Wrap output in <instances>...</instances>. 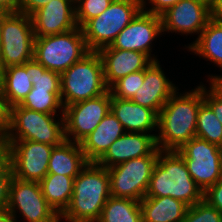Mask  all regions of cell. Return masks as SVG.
Segmentation results:
<instances>
[{
	"mask_svg": "<svg viewBox=\"0 0 222 222\" xmlns=\"http://www.w3.org/2000/svg\"><path fill=\"white\" fill-rule=\"evenodd\" d=\"M203 99V83L188 92H175L158 114L157 147L178 150L196 137L197 115Z\"/></svg>",
	"mask_w": 222,
	"mask_h": 222,
	"instance_id": "obj_1",
	"label": "cell"
},
{
	"mask_svg": "<svg viewBox=\"0 0 222 222\" xmlns=\"http://www.w3.org/2000/svg\"><path fill=\"white\" fill-rule=\"evenodd\" d=\"M110 196L107 168L89 162L74 178L70 204L60 219L65 222H97Z\"/></svg>",
	"mask_w": 222,
	"mask_h": 222,
	"instance_id": "obj_2",
	"label": "cell"
},
{
	"mask_svg": "<svg viewBox=\"0 0 222 222\" xmlns=\"http://www.w3.org/2000/svg\"><path fill=\"white\" fill-rule=\"evenodd\" d=\"M170 196L193 206L203 200V191L187 169L183 157L175 150H160L145 197Z\"/></svg>",
	"mask_w": 222,
	"mask_h": 222,
	"instance_id": "obj_3",
	"label": "cell"
},
{
	"mask_svg": "<svg viewBox=\"0 0 222 222\" xmlns=\"http://www.w3.org/2000/svg\"><path fill=\"white\" fill-rule=\"evenodd\" d=\"M108 90L98 52L90 51L61 74L63 107L96 98Z\"/></svg>",
	"mask_w": 222,
	"mask_h": 222,
	"instance_id": "obj_4",
	"label": "cell"
},
{
	"mask_svg": "<svg viewBox=\"0 0 222 222\" xmlns=\"http://www.w3.org/2000/svg\"><path fill=\"white\" fill-rule=\"evenodd\" d=\"M59 116L12 106L10 127L4 139L8 145L17 140H30L58 146L65 140L64 117Z\"/></svg>",
	"mask_w": 222,
	"mask_h": 222,
	"instance_id": "obj_5",
	"label": "cell"
},
{
	"mask_svg": "<svg viewBox=\"0 0 222 222\" xmlns=\"http://www.w3.org/2000/svg\"><path fill=\"white\" fill-rule=\"evenodd\" d=\"M89 52L80 27L34 40V59L60 75Z\"/></svg>",
	"mask_w": 222,
	"mask_h": 222,
	"instance_id": "obj_6",
	"label": "cell"
},
{
	"mask_svg": "<svg viewBox=\"0 0 222 222\" xmlns=\"http://www.w3.org/2000/svg\"><path fill=\"white\" fill-rule=\"evenodd\" d=\"M141 3V0H113L104 12L88 20L81 27L88 49L98 52L110 46L142 10Z\"/></svg>",
	"mask_w": 222,
	"mask_h": 222,
	"instance_id": "obj_7",
	"label": "cell"
},
{
	"mask_svg": "<svg viewBox=\"0 0 222 222\" xmlns=\"http://www.w3.org/2000/svg\"><path fill=\"white\" fill-rule=\"evenodd\" d=\"M35 34L29 15L8 12L2 19L0 64L2 69L34 59Z\"/></svg>",
	"mask_w": 222,
	"mask_h": 222,
	"instance_id": "obj_8",
	"label": "cell"
},
{
	"mask_svg": "<svg viewBox=\"0 0 222 222\" xmlns=\"http://www.w3.org/2000/svg\"><path fill=\"white\" fill-rule=\"evenodd\" d=\"M159 156L157 148L151 155L130 159L108 170L111 196L141 201Z\"/></svg>",
	"mask_w": 222,
	"mask_h": 222,
	"instance_id": "obj_9",
	"label": "cell"
},
{
	"mask_svg": "<svg viewBox=\"0 0 222 222\" xmlns=\"http://www.w3.org/2000/svg\"><path fill=\"white\" fill-rule=\"evenodd\" d=\"M184 159L190 176L203 193L222 178V147L198 137L176 150Z\"/></svg>",
	"mask_w": 222,
	"mask_h": 222,
	"instance_id": "obj_10",
	"label": "cell"
},
{
	"mask_svg": "<svg viewBox=\"0 0 222 222\" xmlns=\"http://www.w3.org/2000/svg\"><path fill=\"white\" fill-rule=\"evenodd\" d=\"M7 211L18 221L17 213L26 222H61L60 216L48 205L39 182L12 178Z\"/></svg>",
	"mask_w": 222,
	"mask_h": 222,
	"instance_id": "obj_11",
	"label": "cell"
},
{
	"mask_svg": "<svg viewBox=\"0 0 222 222\" xmlns=\"http://www.w3.org/2000/svg\"><path fill=\"white\" fill-rule=\"evenodd\" d=\"M111 111V92L64 107L65 140L80 143Z\"/></svg>",
	"mask_w": 222,
	"mask_h": 222,
	"instance_id": "obj_12",
	"label": "cell"
},
{
	"mask_svg": "<svg viewBox=\"0 0 222 222\" xmlns=\"http://www.w3.org/2000/svg\"><path fill=\"white\" fill-rule=\"evenodd\" d=\"M54 146L30 140L9 144V165L13 177L40 182L48 174V162Z\"/></svg>",
	"mask_w": 222,
	"mask_h": 222,
	"instance_id": "obj_13",
	"label": "cell"
},
{
	"mask_svg": "<svg viewBox=\"0 0 222 222\" xmlns=\"http://www.w3.org/2000/svg\"><path fill=\"white\" fill-rule=\"evenodd\" d=\"M162 32L161 17L141 10L117 35L109 47L139 51L146 54L152 61H158L157 57L151 54L153 49L152 41L157 39L159 35H163Z\"/></svg>",
	"mask_w": 222,
	"mask_h": 222,
	"instance_id": "obj_14",
	"label": "cell"
},
{
	"mask_svg": "<svg viewBox=\"0 0 222 222\" xmlns=\"http://www.w3.org/2000/svg\"><path fill=\"white\" fill-rule=\"evenodd\" d=\"M162 31L200 35L211 19V8L200 0H180L160 15Z\"/></svg>",
	"mask_w": 222,
	"mask_h": 222,
	"instance_id": "obj_15",
	"label": "cell"
},
{
	"mask_svg": "<svg viewBox=\"0 0 222 222\" xmlns=\"http://www.w3.org/2000/svg\"><path fill=\"white\" fill-rule=\"evenodd\" d=\"M35 37L62 34L77 28L75 4L53 0L30 15Z\"/></svg>",
	"mask_w": 222,
	"mask_h": 222,
	"instance_id": "obj_16",
	"label": "cell"
},
{
	"mask_svg": "<svg viewBox=\"0 0 222 222\" xmlns=\"http://www.w3.org/2000/svg\"><path fill=\"white\" fill-rule=\"evenodd\" d=\"M165 73L158 61L152 63L145 69L144 82L138 92L130 99L136 104L152 109L157 115L168 99L179 91Z\"/></svg>",
	"mask_w": 222,
	"mask_h": 222,
	"instance_id": "obj_17",
	"label": "cell"
},
{
	"mask_svg": "<svg viewBox=\"0 0 222 222\" xmlns=\"http://www.w3.org/2000/svg\"><path fill=\"white\" fill-rule=\"evenodd\" d=\"M156 136L157 133L125 132L97 163L109 169L130 159L149 156L158 148Z\"/></svg>",
	"mask_w": 222,
	"mask_h": 222,
	"instance_id": "obj_18",
	"label": "cell"
},
{
	"mask_svg": "<svg viewBox=\"0 0 222 222\" xmlns=\"http://www.w3.org/2000/svg\"><path fill=\"white\" fill-rule=\"evenodd\" d=\"M102 63L104 80L110 88L120 78L145 70L152 60L144 53L104 47L98 51Z\"/></svg>",
	"mask_w": 222,
	"mask_h": 222,
	"instance_id": "obj_19",
	"label": "cell"
},
{
	"mask_svg": "<svg viewBox=\"0 0 222 222\" xmlns=\"http://www.w3.org/2000/svg\"><path fill=\"white\" fill-rule=\"evenodd\" d=\"M111 112L122 124L125 132L154 133L158 131V115L132 100L111 95Z\"/></svg>",
	"mask_w": 222,
	"mask_h": 222,
	"instance_id": "obj_20",
	"label": "cell"
},
{
	"mask_svg": "<svg viewBox=\"0 0 222 222\" xmlns=\"http://www.w3.org/2000/svg\"><path fill=\"white\" fill-rule=\"evenodd\" d=\"M124 133L122 124L110 111L95 130L79 144L86 159L89 162H97Z\"/></svg>",
	"mask_w": 222,
	"mask_h": 222,
	"instance_id": "obj_21",
	"label": "cell"
},
{
	"mask_svg": "<svg viewBox=\"0 0 222 222\" xmlns=\"http://www.w3.org/2000/svg\"><path fill=\"white\" fill-rule=\"evenodd\" d=\"M88 163L79 143L64 140L51 151L48 174L75 178Z\"/></svg>",
	"mask_w": 222,
	"mask_h": 222,
	"instance_id": "obj_22",
	"label": "cell"
},
{
	"mask_svg": "<svg viewBox=\"0 0 222 222\" xmlns=\"http://www.w3.org/2000/svg\"><path fill=\"white\" fill-rule=\"evenodd\" d=\"M188 207L170 196L144 197L140 201L142 222H183Z\"/></svg>",
	"mask_w": 222,
	"mask_h": 222,
	"instance_id": "obj_23",
	"label": "cell"
},
{
	"mask_svg": "<svg viewBox=\"0 0 222 222\" xmlns=\"http://www.w3.org/2000/svg\"><path fill=\"white\" fill-rule=\"evenodd\" d=\"M186 48L222 70V22L211 18L200 35Z\"/></svg>",
	"mask_w": 222,
	"mask_h": 222,
	"instance_id": "obj_24",
	"label": "cell"
},
{
	"mask_svg": "<svg viewBox=\"0 0 222 222\" xmlns=\"http://www.w3.org/2000/svg\"><path fill=\"white\" fill-rule=\"evenodd\" d=\"M0 88L11 107L19 105L33 88L25 63L4 68L1 72Z\"/></svg>",
	"mask_w": 222,
	"mask_h": 222,
	"instance_id": "obj_25",
	"label": "cell"
},
{
	"mask_svg": "<svg viewBox=\"0 0 222 222\" xmlns=\"http://www.w3.org/2000/svg\"><path fill=\"white\" fill-rule=\"evenodd\" d=\"M39 183L48 205L61 216L70 204L74 178L47 174Z\"/></svg>",
	"mask_w": 222,
	"mask_h": 222,
	"instance_id": "obj_26",
	"label": "cell"
},
{
	"mask_svg": "<svg viewBox=\"0 0 222 222\" xmlns=\"http://www.w3.org/2000/svg\"><path fill=\"white\" fill-rule=\"evenodd\" d=\"M97 222H142L140 201L110 196Z\"/></svg>",
	"mask_w": 222,
	"mask_h": 222,
	"instance_id": "obj_27",
	"label": "cell"
},
{
	"mask_svg": "<svg viewBox=\"0 0 222 222\" xmlns=\"http://www.w3.org/2000/svg\"><path fill=\"white\" fill-rule=\"evenodd\" d=\"M19 106L52 115H56L58 112L63 115L64 110L61 102V92H49V89L42 88H32Z\"/></svg>",
	"mask_w": 222,
	"mask_h": 222,
	"instance_id": "obj_28",
	"label": "cell"
},
{
	"mask_svg": "<svg viewBox=\"0 0 222 222\" xmlns=\"http://www.w3.org/2000/svg\"><path fill=\"white\" fill-rule=\"evenodd\" d=\"M196 137L222 147V124L205 101L198 111Z\"/></svg>",
	"mask_w": 222,
	"mask_h": 222,
	"instance_id": "obj_29",
	"label": "cell"
},
{
	"mask_svg": "<svg viewBox=\"0 0 222 222\" xmlns=\"http://www.w3.org/2000/svg\"><path fill=\"white\" fill-rule=\"evenodd\" d=\"M26 72L30 73L33 88L49 89V92H61V75L47 70L35 59L25 63Z\"/></svg>",
	"mask_w": 222,
	"mask_h": 222,
	"instance_id": "obj_30",
	"label": "cell"
},
{
	"mask_svg": "<svg viewBox=\"0 0 222 222\" xmlns=\"http://www.w3.org/2000/svg\"><path fill=\"white\" fill-rule=\"evenodd\" d=\"M145 70L131 73L120 78L110 88L111 95L120 99L130 100L144 82Z\"/></svg>",
	"mask_w": 222,
	"mask_h": 222,
	"instance_id": "obj_31",
	"label": "cell"
},
{
	"mask_svg": "<svg viewBox=\"0 0 222 222\" xmlns=\"http://www.w3.org/2000/svg\"><path fill=\"white\" fill-rule=\"evenodd\" d=\"M113 0H79L75 4V18L78 27H82L88 20L104 12Z\"/></svg>",
	"mask_w": 222,
	"mask_h": 222,
	"instance_id": "obj_32",
	"label": "cell"
},
{
	"mask_svg": "<svg viewBox=\"0 0 222 222\" xmlns=\"http://www.w3.org/2000/svg\"><path fill=\"white\" fill-rule=\"evenodd\" d=\"M183 222H222V214L202 200L188 207Z\"/></svg>",
	"mask_w": 222,
	"mask_h": 222,
	"instance_id": "obj_33",
	"label": "cell"
},
{
	"mask_svg": "<svg viewBox=\"0 0 222 222\" xmlns=\"http://www.w3.org/2000/svg\"><path fill=\"white\" fill-rule=\"evenodd\" d=\"M206 88L207 86L203 84V99L222 124V97L211 86Z\"/></svg>",
	"mask_w": 222,
	"mask_h": 222,
	"instance_id": "obj_34",
	"label": "cell"
},
{
	"mask_svg": "<svg viewBox=\"0 0 222 222\" xmlns=\"http://www.w3.org/2000/svg\"><path fill=\"white\" fill-rule=\"evenodd\" d=\"M203 200L222 214V178L203 193Z\"/></svg>",
	"mask_w": 222,
	"mask_h": 222,
	"instance_id": "obj_35",
	"label": "cell"
},
{
	"mask_svg": "<svg viewBox=\"0 0 222 222\" xmlns=\"http://www.w3.org/2000/svg\"><path fill=\"white\" fill-rule=\"evenodd\" d=\"M13 175L10 165L0 173V209H7L9 188Z\"/></svg>",
	"mask_w": 222,
	"mask_h": 222,
	"instance_id": "obj_36",
	"label": "cell"
},
{
	"mask_svg": "<svg viewBox=\"0 0 222 222\" xmlns=\"http://www.w3.org/2000/svg\"><path fill=\"white\" fill-rule=\"evenodd\" d=\"M179 1L180 0H141L142 11L160 16L168 8L174 6ZM146 5L148 7L151 5L152 7L150 6L148 8Z\"/></svg>",
	"mask_w": 222,
	"mask_h": 222,
	"instance_id": "obj_37",
	"label": "cell"
},
{
	"mask_svg": "<svg viewBox=\"0 0 222 222\" xmlns=\"http://www.w3.org/2000/svg\"><path fill=\"white\" fill-rule=\"evenodd\" d=\"M11 106L0 88V136L4 137L10 127Z\"/></svg>",
	"mask_w": 222,
	"mask_h": 222,
	"instance_id": "obj_38",
	"label": "cell"
},
{
	"mask_svg": "<svg viewBox=\"0 0 222 222\" xmlns=\"http://www.w3.org/2000/svg\"><path fill=\"white\" fill-rule=\"evenodd\" d=\"M53 0H20L18 12L26 15H31L38 9L44 7L47 3Z\"/></svg>",
	"mask_w": 222,
	"mask_h": 222,
	"instance_id": "obj_39",
	"label": "cell"
},
{
	"mask_svg": "<svg viewBox=\"0 0 222 222\" xmlns=\"http://www.w3.org/2000/svg\"><path fill=\"white\" fill-rule=\"evenodd\" d=\"M9 165V145L0 136V173Z\"/></svg>",
	"mask_w": 222,
	"mask_h": 222,
	"instance_id": "obj_40",
	"label": "cell"
},
{
	"mask_svg": "<svg viewBox=\"0 0 222 222\" xmlns=\"http://www.w3.org/2000/svg\"><path fill=\"white\" fill-rule=\"evenodd\" d=\"M20 0H0V9L6 12H18Z\"/></svg>",
	"mask_w": 222,
	"mask_h": 222,
	"instance_id": "obj_41",
	"label": "cell"
},
{
	"mask_svg": "<svg viewBox=\"0 0 222 222\" xmlns=\"http://www.w3.org/2000/svg\"><path fill=\"white\" fill-rule=\"evenodd\" d=\"M208 77L209 85L222 97V75L210 74Z\"/></svg>",
	"mask_w": 222,
	"mask_h": 222,
	"instance_id": "obj_42",
	"label": "cell"
},
{
	"mask_svg": "<svg viewBox=\"0 0 222 222\" xmlns=\"http://www.w3.org/2000/svg\"><path fill=\"white\" fill-rule=\"evenodd\" d=\"M211 8V18L222 22V0H214Z\"/></svg>",
	"mask_w": 222,
	"mask_h": 222,
	"instance_id": "obj_43",
	"label": "cell"
},
{
	"mask_svg": "<svg viewBox=\"0 0 222 222\" xmlns=\"http://www.w3.org/2000/svg\"><path fill=\"white\" fill-rule=\"evenodd\" d=\"M0 222H17V220L7 211V209H0Z\"/></svg>",
	"mask_w": 222,
	"mask_h": 222,
	"instance_id": "obj_44",
	"label": "cell"
},
{
	"mask_svg": "<svg viewBox=\"0 0 222 222\" xmlns=\"http://www.w3.org/2000/svg\"><path fill=\"white\" fill-rule=\"evenodd\" d=\"M8 12L0 9V35H1V24H2V19L3 17L7 14Z\"/></svg>",
	"mask_w": 222,
	"mask_h": 222,
	"instance_id": "obj_45",
	"label": "cell"
},
{
	"mask_svg": "<svg viewBox=\"0 0 222 222\" xmlns=\"http://www.w3.org/2000/svg\"><path fill=\"white\" fill-rule=\"evenodd\" d=\"M204 3H206L207 5H209L210 7L212 6V4L214 3V0H200Z\"/></svg>",
	"mask_w": 222,
	"mask_h": 222,
	"instance_id": "obj_46",
	"label": "cell"
},
{
	"mask_svg": "<svg viewBox=\"0 0 222 222\" xmlns=\"http://www.w3.org/2000/svg\"><path fill=\"white\" fill-rule=\"evenodd\" d=\"M220 163H221V171H222V151H221V161H220Z\"/></svg>",
	"mask_w": 222,
	"mask_h": 222,
	"instance_id": "obj_47",
	"label": "cell"
},
{
	"mask_svg": "<svg viewBox=\"0 0 222 222\" xmlns=\"http://www.w3.org/2000/svg\"><path fill=\"white\" fill-rule=\"evenodd\" d=\"M74 4H76L79 0H71Z\"/></svg>",
	"mask_w": 222,
	"mask_h": 222,
	"instance_id": "obj_48",
	"label": "cell"
},
{
	"mask_svg": "<svg viewBox=\"0 0 222 222\" xmlns=\"http://www.w3.org/2000/svg\"><path fill=\"white\" fill-rule=\"evenodd\" d=\"M2 70H3V69H2L1 64H0V77H1V72H2Z\"/></svg>",
	"mask_w": 222,
	"mask_h": 222,
	"instance_id": "obj_49",
	"label": "cell"
}]
</instances>
